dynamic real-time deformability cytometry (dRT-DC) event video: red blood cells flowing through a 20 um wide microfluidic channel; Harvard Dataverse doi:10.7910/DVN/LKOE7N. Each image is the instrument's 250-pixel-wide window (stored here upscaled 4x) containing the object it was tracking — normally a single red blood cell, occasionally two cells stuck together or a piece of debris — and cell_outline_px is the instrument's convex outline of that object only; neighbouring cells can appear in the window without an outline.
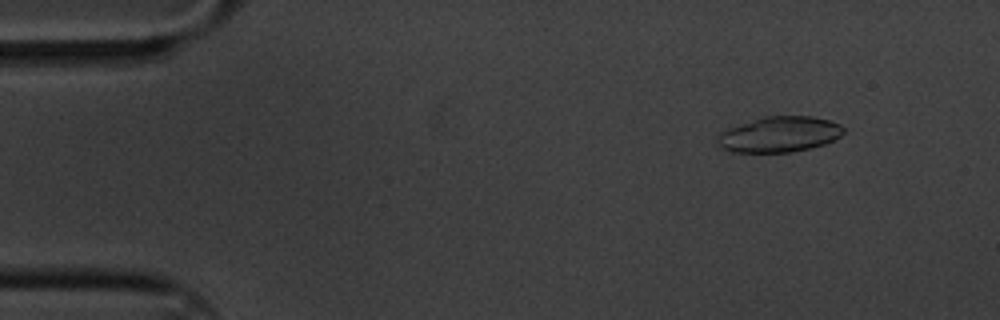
{"species": "common noctule bat (a hibernating species)", "species_latin": "Nyctalus noctula", "temperature_condition": "cold", "stored_images_in_passage": 5, "camera_frame_rate_fps": 3000, "um_per_image_px": 0.085, "animal": {"sex": "male", "body_mass_g": 20.1, "forearm_length_mm": 53.5}, "frame": {"image": 1, "passage_image": 2, "time_ms": 0.333, "image_size_px": [1000, 320], "cell_outline_px": [[844, 132], [840, 136], [824, 144], [792, 152], [728, 152], [716, 148], [716, 136], [720, 132], [764, 116], [812, 116], [828, 120], [840, 124], [844, 128]], "centroid_in_image_um": [66.19, 11.44], "position_along_channel_um": 18.8, "area_um2": 26.18}}